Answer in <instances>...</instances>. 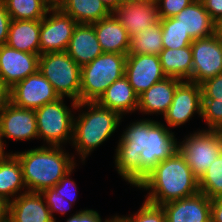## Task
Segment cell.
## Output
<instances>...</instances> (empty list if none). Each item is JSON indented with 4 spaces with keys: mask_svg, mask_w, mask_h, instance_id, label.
<instances>
[{
    "mask_svg": "<svg viewBox=\"0 0 222 222\" xmlns=\"http://www.w3.org/2000/svg\"><path fill=\"white\" fill-rule=\"evenodd\" d=\"M115 150L116 171L138 187L159 162L179 151V142L163 123L146 118L130 123Z\"/></svg>",
    "mask_w": 222,
    "mask_h": 222,
    "instance_id": "6da1fadb",
    "label": "cell"
},
{
    "mask_svg": "<svg viewBox=\"0 0 222 222\" xmlns=\"http://www.w3.org/2000/svg\"><path fill=\"white\" fill-rule=\"evenodd\" d=\"M138 188L148 190L145 201L156 206L199 192L198 179L179 151L159 162Z\"/></svg>",
    "mask_w": 222,
    "mask_h": 222,
    "instance_id": "7a4b0ae2",
    "label": "cell"
},
{
    "mask_svg": "<svg viewBox=\"0 0 222 222\" xmlns=\"http://www.w3.org/2000/svg\"><path fill=\"white\" fill-rule=\"evenodd\" d=\"M21 162L27 191L53 188L77 163L62 146H47L14 153ZM74 158V159H73Z\"/></svg>",
    "mask_w": 222,
    "mask_h": 222,
    "instance_id": "3957f363",
    "label": "cell"
},
{
    "mask_svg": "<svg viewBox=\"0 0 222 222\" xmlns=\"http://www.w3.org/2000/svg\"><path fill=\"white\" fill-rule=\"evenodd\" d=\"M71 107L75 110L88 108L85 111H79L78 117L74 116L73 140L70 143L75 147L74 149L81 157L80 159L85 162L86 157L95 148L113 135L122 116L97 102L72 101Z\"/></svg>",
    "mask_w": 222,
    "mask_h": 222,
    "instance_id": "277c9868",
    "label": "cell"
},
{
    "mask_svg": "<svg viewBox=\"0 0 222 222\" xmlns=\"http://www.w3.org/2000/svg\"><path fill=\"white\" fill-rule=\"evenodd\" d=\"M127 55L103 52L81 67L79 102H96L105 90L125 75Z\"/></svg>",
    "mask_w": 222,
    "mask_h": 222,
    "instance_id": "5b68a950",
    "label": "cell"
},
{
    "mask_svg": "<svg viewBox=\"0 0 222 222\" xmlns=\"http://www.w3.org/2000/svg\"><path fill=\"white\" fill-rule=\"evenodd\" d=\"M38 71L52 84L60 97L79 102L81 67L66 51L40 55Z\"/></svg>",
    "mask_w": 222,
    "mask_h": 222,
    "instance_id": "8992f818",
    "label": "cell"
},
{
    "mask_svg": "<svg viewBox=\"0 0 222 222\" xmlns=\"http://www.w3.org/2000/svg\"><path fill=\"white\" fill-rule=\"evenodd\" d=\"M63 100L61 97L35 110L38 140L44 139L48 146H62L73 140L75 115Z\"/></svg>",
    "mask_w": 222,
    "mask_h": 222,
    "instance_id": "52a82bcc",
    "label": "cell"
},
{
    "mask_svg": "<svg viewBox=\"0 0 222 222\" xmlns=\"http://www.w3.org/2000/svg\"><path fill=\"white\" fill-rule=\"evenodd\" d=\"M179 152L199 180L222 152V131H195L179 142Z\"/></svg>",
    "mask_w": 222,
    "mask_h": 222,
    "instance_id": "ba28073f",
    "label": "cell"
},
{
    "mask_svg": "<svg viewBox=\"0 0 222 222\" xmlns=\"http://www.w3.org/2000/svg\"><path fill=\"white\" fill-rule=\"evenodd\" d=\"M192 76L188 81L201 84L222 73V41L216 34L193 40Z\"/></svg>",
    "mask_w": 222,
    "mask_h": 222,
    "instance_id": "9c48e42d",
    "label": "cell"
},
{
    "mask_svg": "<svg viewBox=\"0 0 222 222\" xmlns=\"http://www.w3.org/2000/svg\"><path fill=\"white\" fill-rule=\"evenodd\" d=\"M61 97L39 71L16 83L10 90V102L19 108L36 110Z\"/></svg>",
    "mask_w": 222,
    "mask_h": 222,
    "instance_id": "30bf717a",
    "label": "cell"
},
{
    "mask_svg": "<svg viewBox=\"0 0 222 222\" xmlns=\"http://www.w3.org/2000/svg\"><path fill=\"white\" fill-rule=\"evenodd\" d=\"M40 20V55L66 51L77 22L62 10H49Z\"/></svg>",
    "mask_w": 222,
    "mask_h": 222,
    "instance_id": "8fae6325",
    "label": "cell"
},
{
    "mask_svg": "<svg viewBox=\"0 0 222 222\" xmlns=\"http://www.w3.org/2000/svg\"><path fill=\"white\" fill-rule=\"evenodd\" d=\"M202 90L199 84L183 80L176 88L171 106L165 113L164 120L168 128L185 124L194 116L201 117Z\"/></svg>",
    "mask_w": 222,
    "mask_h": 222,
    "instance_id": "7c38bea8",
    "label": "cell"
},
{
    "mask_svg": "<svg viewBox=\"0 0 222 222\" xmlns=\"http://www.w3.org/2000/svg\"><path fill=\"white\" fill-rule=\"evenodd\" d=\"M112 14L133 38L159 21L155 0H124Z\"/></svg>",
    "mask_w": 222,
    "mask_h": 222,
    "instance_id": "4fadbf2b",
    "label": "cell"
},
{
    "mask_svg": "<svg viewBox=\"0 0 222 222\" xmlns=\"http://www.w3.org/2000/svg\"><path fill=\"white\" fill-rule=\"evenodd\" d=\"M125 76L138 96L166 77L159 56L146 54H127Z\"/></svg>",
    "mask_w": 222,
    "mask_h": 222,
    "instance_id": "5bb4252c",
    "label": "cell"
},
{
    "mask_svg": "<svg viewBox=\"0 0 222 222\" xmlns=\"http://www.w3.org/2000/svg\"><path fill=\"white\" fill-rule=\"evenodd\" d=\"M0 134L14 141L38 139L35 110L7 104L0 110Z\"/></svg>",
    "mask_w": 222,
    "mask_h": 222,
    "instance_id": "9a60e30c",
    "label": "cell"
},
{
    "mask_svg": "<svg viewBox=\"0 0 222 222\" xmlns=\"http://www.w3.org/2000/svg\"><path fill=\"white\" fill-rule=\"evenodd\" d=\"M38 54L0 47V78L12 88L16 83L34 74L39 69Z\"/></svg>",
    "mask_w": 222,
    "mask_h": 222,
    "instance_id": "2e32d148",
    "label": "cell"
},
{
    "mask_svg": "<svg viewBox=\"0 0 222 222\" xmlns=\"http://www.w3.org/2000/svg\"><path fill=\"white\" fill-rule=\"evenodd\" d=\"M166 222H211V199L204 193L161 205Z\"/></svg>",
    "mask_w": 222,
    "mask_h": 222,
    "instance_id": "e0dca14e",
    "label": "cell"
},
{
    "mask_svg": "<svg viewBox=\"0 0 222 222\" xmlns=\"http://www.w3.org/2000/svg\"><path fill=\"white\" fill-rule=\"evenodd\" d=\"M39 192H25L10 202L8 222H53L50 210Z\"/></svg>",
    "mask_w": 222,
    "mask_h": 222,
    "instance_id": "ac0fdd59",
    "label": "cell"
},
{
    "mask_svg": "<svg viewBox=\"0 0 222 222\" xmlns=\"http://www.w3.org/2000/svg\"><path fill=\"white\" fill-rule=\"evenodd\" d=\"M183 80L165 77L139 96L138 111L143 114L165 115L171 106L175 90Z\"/></svg>",
    "mask_w": 222,
    "mask_h": 222,
    "instance_id": "d6986e66",
    "label": "cell"
},
{
    "mask_svg": "<svg viewBox=\"0 0 222 222\" xmlns=\"http://www.w3.org/2000/svg\"><path fill=\"white\" fill-rule=\"evenodd\" d=\"M67 54L84 66L103 53L92 24H77L70 39Z\"/></svg>",
    "mask_w": 222,
    "mask_h": 222,
    "instance_id": "ffe728a7",
    "label": "cell"
},
{
    "mask_svg": "<svg viewBox=\"0 0 222 222\" xmlns=\"http://www.w3.org/2000/svg\"><path fill=\"white\" fill-rule=\"evenodd\" d=\"M175 19L188 32L192 40L210 37L215 34L216 22L210 17L201 0H194L182 9Z\"/></svg>",
    "mask_w": 222,
    "mask_h": 222,
    "instance_id": "44dd1931",
    "label": "cell"
},
{
    "mask_svg": "<svg viewBox=\"0 0 222 222\" xmlns=\"http://www.w3.org/2000/svg\"><path fill=\"white\" fill-rule=\"evenodd\" d=\"M96 102L105 108L116 111L123 117L126 113L137 111L139 96L124 75L114 81Z\"/></svg>",
    "mask_w": 222,
    "mask_h": 222,
    "instance_id": "7402d4cb",
    "label": "cell"
},
{
    "mask_svg": "<svg viewBox=\"0 0 222 222\" xmlns=\"http://www.w3.org/2000/svg\"><path fill=\"white\" fill-rule=\"evenodd\" d=\"M103 52L127 55L130 49V38L127 30L114 17L110 16L92 23Z\"/></svg>",
    "mask_w": 222,
    "mask_h": 222,
    "instance_id": "603a6c76",
    "label": "cell"
},
{
    "mask_svg": "<svg viewBox=\"0 0 222 222\" xmlns=\"http://www.w3.org/2000/svg\"><path fill=\"white\" fill-rule=\"evenodd\" d=\"M6 45L40 55V20H11Z\"/></svg>",
    "mask_w": 222,
    "mask_h": 222,
    "instance_id": "cb8c5ba5",
    "label": "cell"
},
{
    "mask_svg": "<svg viewBox=\"0 0 222 222\" xmlns=\"http://www.w3.org/2000/svg\"><path fill=\"white\" fill-rule=\"evenodd\" d=\"M158 56L166 77H175L181 80L191 78L193 68L191 46L180 49H163Z\"/></svg>",
    "mask_w": 222,
    "mask_h": 222,
    "instance_id": "d4e9b609",
    "label": "cell"
},
{
    "mask_svg": "<svg viewBox=\"0 0 222 222\" xmlns=\"http://www.w3.org/2000/svg\"><path fill=\"white\" fill-rule=\"evenodd\" d=\"M25 192L28 191L23 179L21 162L12 153L7 159L0 162V196L11 202Z\"/></svg>",
    "mask_w": 222,
    "mask_h": 222,
    "instance_id": "484cf974",
    "label": "cell"
},
{
    "mask_svg": "<svg viewBox=\"0 0 222 222\" xmlns=\"http://www.w3.org/2000/svg\"><path fill=\"white\" fill-rule=\"evenodd\" d=\"M61 10L78 24H92L112 14L101 0H67Z\"/></svg>",
    "mask_w": 222,
    "mask_h": 222,
    "instance_id": "4316f807",
    "label": "cell"
},
{
    "mask_svg": "<svg viewBox=\"0 0 222 222\" xmlns=\"http://www.w3.org/2000/svg\"><path fill=\"white\" fill-rule=\"evenodd\" d=\"M163 50L160 20L131 38L128 54L159 55Z\"/></svg>",
    "mask_w": 222,
    "mask_h": 222,
    "instance_id": "83f0119b",
    "label": "cell"
},
{
    "mask_svg": "<svg viewBox=\"0 0 222 222\" xmlns=\"http://www.w3.org/2000/svg\"><path fill=\"white\" fill-rule=\"evenodd\" d=\"M13 20H42L49 9L43 0H2Z\"/></svg>",
    "mask_w": 222,
    "mask_h": 222,
    "instance_id": "f1b7e54d",
    "label": "cell"
},
{
    "mask_svg": "<svg viewBox=\"0 0 222 222\" xmlns=\"http://www.w3.org/2000/svg\"><path fill=\"white\" fill-rule=\"evenodd\" d=\"M159 20L161 22L163 49H180L191 46L193 40L188 32L184 31L177 19L171 17Z\"/></svg>",
    "mask_w": 222,
    "mask_h": 222,
    "instance_id": "f546056e",
    "label": "cell"
},
{
    "mask_svg": "<svg viewBox=\"0 0 222 222\" xmlns=\"http://www.w3.org/2000/svg\"><path fill=\"white\" fill-rule=\"evenodd\" d=\"M198 187L210 199L222 195V152L198 180Z\"/></svg>",
    "mask_w": 222,
    "mask_h": 222,
    "instance_id": "4dcf8cb0",
    "label": "cell"
},
{
    "mask_svg": "<svg viewBox=\"0 0 222 222\" xmlns=\"http://www.w3.org/2000/svg\"><path fill=\"white\" fill-rule=\"evenodd\" d=\"M121 222H166L164 210L144 201L138 212L129 216H116Z\"/></svg>",
    "mask_w": 222,
    "mask_h": 222,
    "instance_id": "1f68e13d",
    "label": "cell"
},
{
    "mask_svg": "<svg viewBox=\"0 0 222 222\" xmlns=\"http://www.w3.org/2000/svg\"><path fill=\"white\" fill-rule=\"evenodd\" d=\"M201 117L207 123V130L222 131V101L202 99Z\"/></svg>",
    "mask_w": 222,
    "mask_h": 222,
    "instance_id": "d6a6232c",
    "label": "cell"
},
{
    "mask_svg": "<svg viewBox=\"0 0 222 222\" xmlns=\"http://www.w3.org/2000/svg\"><path fill=\"white\" fill-rule=\"evenodd\" d=\"M41 194L45 199L46 205L48 206L54 221H56V218L53 215L55 212L64 215L73 207L72 203L58 195V192H56L53 188L45 189L41 192Z\"/></svg>",
    "mask_w": 222,
    "mask_h": 222,
    "instance_id": "836d02e7",
    "label": "cell"
},
{
    "mask_svg": "<svg viewBox=\"0 0 222 222\" xmlns=\"http://www.w3.org/2000/svg\"><path fill=\"white\" fill-rule=\"evenodd\" d=\"M157 3L159 19L176 16L194 0H155Z\"/></svg>",
    "mask_w": 222,
    "mask_h": 222,
    "instance_id": "e575fe53",
    "label": "cell"
},
{
    "mask_svg": "<svg viewBox=\"0 0 222 222\" xmlns=\"http://www.w3.org/2000/svg\"><path fill=\"white\" fill-rule=\"evenodd\" d=\"M76 165L67 172L60 181L53 187V189L58 192V195L64 197L66 200H68L70 203H75L77 198V187L74 180L70 178L74 168Z\"/></svg>",
    "mask_w": 222,
    "mask_h": 222,
    "instance_id": "d590c367",
    "label": "cell"
},
{
    "mask_svg": "<svg viewBox=\"0 0 222 222\" xmlns=\"http://www.w3.org/2000/svg\"><path fill=\"white\" fill-rule=\"evenodd\" d=\"M202 99L222 101V73L200 84Z\"/></svg>",
    "mask_w": 222,
    "mask_h": 222,
    "instance_id": "8d00e7d4",
    "label": "cell"
},
{
    "mask_svg": "<svg viewBox=\"0 0 222 222\" xmlns=\"http://www.w3.org/2000/svg\"><path fill=\"white\" fill-rule=\"evenodd\" d=\"M117 215L113 216L111 219H105L104 222H112ZM66 222H102L100 214L93 209H84L75 212V214L67 219Z\"/></svg>",
    "mask_w": 222,
    "mask_h": 222,
    "instance_id": "74e56055",
    "label": "cell"
},
{
    "mask_svg": "<svg viewBox=\"0 0 222 222\" xmlns=\"http://www.w3.org/2000/svg\"><path fill=\"white\" fill-rule=\"evenodd\" d=\"M11 20L4 2L0 0V47L6 45Z\"/></svg>",
    "mask_w": 222,
    "mask_h": 222,
    "instance_id": "f35d334b",
    "label": "cell"
},
{
    "mask_svg": "<svg viewBox=\"0 0 222 222\" xmlns=\"http://www.w3.org/2000/svg\"><path fill=\"white\" fill-rule=\"evenodd\" d=\"M201 2L215 22L222 18V0H201Z\"/></svg>",
    "mask_w": 222,
    "mask_h": 222,
    "instance_id": "ab89813d",
    "label": "cell"
},
{
    "mask_svg": "<svg viewBox=\"0 0 222 222\" xmlns=\"http://www.w3.org/2000/svg\"><path fill=\"white\" fill-rule=\"evenodd\" d=\"M211 222H222V195L211 199Z\"/></svg>",
    "mask_w": 222,
    "mask_h": 222,
    "instance_id": "60d3db41",
    "label": "cell"
},
{
    "mask_svg": "<svg viewBox=\"0 0 222 222\" xmlns=\"http://www.w3.org/2000/svg\"><path fill=\"white\" fill-rule=\"evenodd\" d=\"M11 88L0 78V110L10 103Z\"/></svg>",
    "mask_w": 222,
    "mask_h": 222,
    "instance_id": "b9f144b4",
    "label": "cell"
},
{
    "mask_svg": "<svg viewBox=\"0 0 222 222\" xmlns=\"http://www.w3.org/2000/svg\"><path fill=\"white\" fill-rule=\"evenodd\" d=\"M9 207L10 201H8L5 197L0 196V222L9 221Z\"/></svg>",
    "mask_w": 222,
    "mask_h": 222,
    "instance_id": "7bdbcfd3",
    "label": "cell"
},
{
    "mask_svg": "<svg viewBox=\"0 0 222 222\" xmlns=\"http://www.w3.org/2000/svg\"><path fill=\"white\" fill-rule=\"evenodd\" d=\"M66 1L67 0H43L49 10H61L65 6Z\"/></svg>",
    "mask_w": 222,
    "mask_h": 222,
    "instance_id": "ee69618b",
    "label": "cell"
},
{
    "mask_svg": "<svg viewBox=\"0 0 222 222\" xmlns=\"http://www.w3.org/2000/svg\"><path fill=\"white\" fill-rule=\"evenodd\" d=\"M107 8L113 12L116 8H118L124 0H101Z\"/></svg>",
    "mask_w": 222,
    "mask_h": 222,
    "instance_id": "f6af8a7d",
    "label": "cell"
},
{
    "mask_svg": "<svg viewBox=\"0 0 222 222\" xmlns=\"http://www.w3.org/2000/svg\"><path fill=\"white\" fill-rule=\"evenodd\" d=\"M5 142H6V140L3 141V138H2V136L0 134V162L5 160V159H7L13 153V152H11V153L7 154L4 151V149H5L6 145H7Z\"/></svg>",
    "mask_w": 222,
    "mask_h": 222,
    "instance_id": "bcb514c9",
    "label": "cell"
},
{
    "mask_svg": "<svg viewBox=\"0 0 222 222\" xmlns=\"http://www.w3.org/2000/svg\"><path fill=\"white\" fill-rule=\"evenodd\" d=\"M215 34L222 41V18H220L215 24Z\"/></svg>",
    "mask_w": 222,
    "mask_h": 222,
    "instance_id": "7dc6e473",
    "label": "cell"
}]
</instances>
